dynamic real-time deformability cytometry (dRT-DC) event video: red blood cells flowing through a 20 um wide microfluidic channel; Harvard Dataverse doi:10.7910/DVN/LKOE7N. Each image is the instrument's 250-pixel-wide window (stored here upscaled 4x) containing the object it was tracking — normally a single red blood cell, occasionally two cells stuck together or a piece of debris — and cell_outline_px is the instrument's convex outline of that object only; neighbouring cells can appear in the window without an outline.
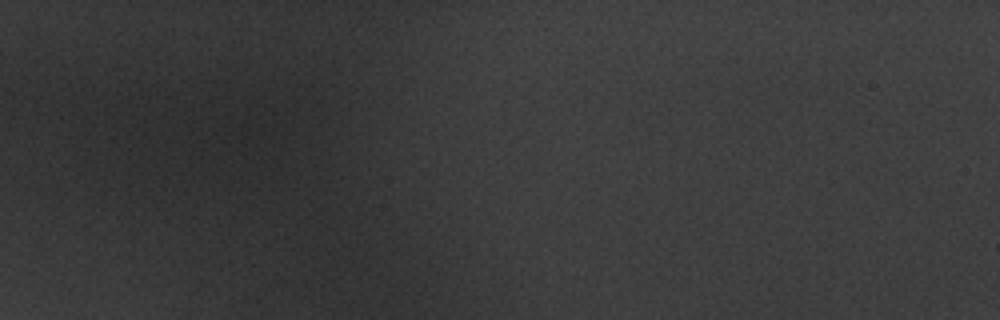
{"species": "common noctule bat (a hibernating species)", "species_latin": "Nyctalus noctula", "temperature_condition": "warm", "stored_images_in_passage": 2, "camera_frame_rate_fps": 3000, "um_per_image_px": 0.085, "animal": {"sex": "male", "body_mass_g": 20.1, "forearm_length_mm": 53.5}, "frame": {"image": 1, "passage_image": 1, "time_ms": 0.0, "image_size_px": [1000, 320], "cell_outline_px": [[300, 168], [296, 176], [232, 152], [220, 140], [220, 136], [224, 132], [244, 120], [272, 108], [292, 120], [300, 136]], "centroid_in_image_um": [22.67, 11.98], "position_along_channel_um": 62.3, "area_um2": 24.45}}